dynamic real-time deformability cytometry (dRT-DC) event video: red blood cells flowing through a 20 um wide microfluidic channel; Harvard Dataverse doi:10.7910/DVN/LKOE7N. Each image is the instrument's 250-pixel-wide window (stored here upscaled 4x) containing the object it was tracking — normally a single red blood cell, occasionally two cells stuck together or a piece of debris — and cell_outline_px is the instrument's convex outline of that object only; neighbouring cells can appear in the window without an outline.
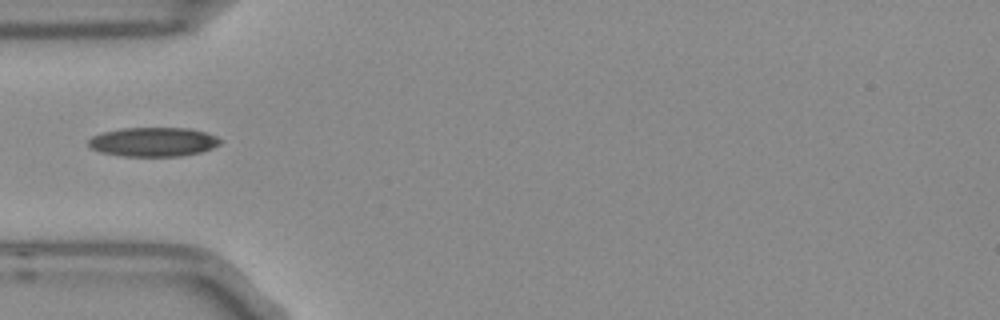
{"species": "Egyptian fruit bat (a non-hibernating species)", "species_latin": "Rousettus aegyptiacus", "temperature_condition": "room temperature", "stored_images_in_passage": 3, "camera_frame_rate_fps": 3000, "um_per_image_px": 0.085, "frame": {"image": 1, "passage_image": 3, "time_ms": 0.667, "image_size_px": [1000, 320], "cell_outline_px": [[224, 140], [220, 144], [212, 148], [200, 152], [180, 156], [124, 156], [100, 152], [88, 148], [88, 140], [92, 136], [104, 132], [120, 128], [188, 128], [204, 132], [216, 136]], "centroid_in_image_um": [13.02, 12.06], "position_along_channel_um": 72.0, "area_um2": 22.48}}